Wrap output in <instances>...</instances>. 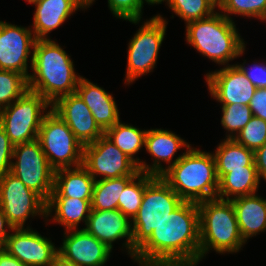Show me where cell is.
<instances>
[{
  "label": "cell",
  "instance_id": "5b68a950",
  "mask_svg": "<svg viewBox=\"0 0 266 266\" xmlns=\"http://www.w3.org/2000/svg\"><path fill=\"white\" fill-rule=\"evenodd\" d=\"M200 224V260L212 248L217 253L238 252L243 240L231 200L219 198L197 203Z\"/></svg>",
  "mask_w": 266,
  "mask_h": 266
},
{
  "label": "cell",
  "instance_id": "9a60e30c",
  "mask_svg": "<svg viewBox=\"0 0 266 266\" xmlns=\"http://www.w3.org/2000/svg\"><path fill=\"white\" fill-rule=\"evenodd\" d=\"M205 78L210 94L222 105H249L257 89L235 64L207 73Z\"/></svg>",
  "mask_w": 266,
  "mask_h": 266
},
{
  "label": "cell",
  "instance_id": "bcb514c9",
  "mask_svg": "<svg viewBox=\"0 0 266 266\" xmlns=\"http://www.w3.org/2000/svg\"><path fill=\"white\" fill-rule=\"evenodd\" d=\"M26 1H28V3H32V4H34V3H36V2H38L39 0H26Z\"/></svg>",
  "mask_w": 266,
  "mask_h": 266
},
{
  "label": "cell",
  "instance_id": "d590c367",
  "mask_svg": "<svg viewBox=\"0 0 266 266\" xmlns=\"http://www.w3.org/2000/svg\"><path fill=\"white\" fill-rule=\"evenodd\" d=\"M13 147L4 128L0 125V178L11 169Z\"/></svg>",
  "mask_w": 266,
  "mask_h": 266
},
{
  "label": "cell",
  "instance_id": "52a82bcc",
  "mask_svg": "<svg viewBox=\"0 0 266 266\" xmlns=\"http://www.w3.org/2000/svg\"><path fill=\"white\" fill-rule=\"evenodd\" d=\"M38 140L54 170L83 165L84 146L51 107L42 120Z\"/></svg>",
  "mask_w": 266,
  "mask_h": 266
},
{
  "label": "cell",
  "instance_id": "4316f807",
  "mask_svg": "<svg viewBox=\"0 0 266 266\" xmlns=\"http://www.w3.org/2000/svg\"><path fill=\"white\" fill-rule=\"evenodd\" d=\"M146 133L147 130H140L119 121L107 129L104 135L139 166L140 160L134 158V155L145 147Z\"/></svg>",
  "mask_w": 266,
  "mask_h": 266
},
{
  "label": "cell",
  "instance_id": "74e56055",
  "mask_svg": "<svg viewBox=\"0 0 266 266\" xmlns=\"http://www.w3.org/2000/svg\"><path fill=\"white\" fill-rule=\"evenodd\" d=\"M248 106L253 116L266 121V88H257Z\"/></svg>",
  "mask_w": 266,
  "mask_h": 266
},
{
  "label": "cell",
  "instance_id": "ffe728a7",
  "mask_svg": "<svg viewBox=\"0 0 266 266\" xmlns=\"http://www.w3.org/2000/svg\"><path fill=\"white\" fill-rule=\"evenodd\" d=\"M33 33L36 40H47V34L58 28L79 8H88L82 0H39L34 3Z\"/></svg>",
  "mask_w": 266,
  "mask_h": 266
},
{
  "label": "cell",
  "instance_id": "4fadbf2b",
  "mask_svg": "<svg viewBox=\"0 0 266 266\" xmlns=\"http://www.w3.org/2000/svg\"><path fill=\"white\" fill-rule=\"evenodd\" d=\"M35 41L31 28L0 21V70L19 72L28 79L27 62Z\"/></svg>",
  "mask_w": 266,
  "mask_h": 266
},
{
  "label": "cell",
  "instance_id": "f35d334b",
  "mask_svg": "<svg viewBox=\"0 0 266 266\" xmlns=\"http://www.w3.org/2000/svg\"><path fill=\"white\" fill-rule=\"evenodd\" d=\"M254 163L259 178L266 180V143L254 151Z\"/></svg>",
  "mask_w": 266,
  "mask_h": 266
},
{
  "label": "cell",
  "instance_id": "8992f818",
  "mask_svg": "<svg viewBox=\"0 0 266 266\" xmlns=\"http://www.w3.org/2000/svg\"><path fill=\"white\" fill-rule=\"evenodd\" d=\"M182 202L161 176H155L146 185L140 208L131 220L133 249L136 251Z\"/></svg>",
  "mask_w": 266,
  "mask_h": 266
},
{
  "label": "cell",
  "instance_id": "3957f363",
  "mask_svg": "<svg viewBox=\"0 0 266 266\" xmlns=\"http://www.w3.org/2000/svg\"><path fill=\"white\" fill-rule=\"evenodd\" d=\"M161 177L183 201L199 203L217 198L219 180L212 153L189 147Z\"/></svg>",
  "mask_w": 266,
  "mask_h": 266
},
{
  "label": "cell",
  "instance_id": "f546056e",
  "mask_svg": "<svg viewBox=\"0 0 266 266\" xmlns=\"http://www.w3.org/2000/svg\"><path fill=\"white\" fill-rule=\"evenodd\" d=\"M165 2L176 15L186 21V24L210 17L215 13V7H218L216 0H165Z\"/></svg>",
  "mask_w": 266,
  "mask_h": 266
},
{
  "label": "cell",
  "instance_id": "ac0fdd59",
  "mask_svg": "<svg viewBox=\"0 0 266 266\" xmlns=\"http://www.w3.org/2000/svg\"><path fill=\"white\" fill-rule=\"evenodd\" d=\"M131 224V220L119 209L91 210L84 229L111 250H113V242L126 237L123 245L134 259L136 251L133 249Z\"/></svg>",
  "mask_w": 266,
  "mask_h": 266
},
{
  "label": "cell",
  "instance_id": "4dcf8cb0",
  "mask_svg": "<svg viewBox=\"0 0 266 266\" xmlns=\"http://www.w3.org/2000/svg\"><path fill=\"white\" fill-rule=\"evenodd\" d=\"M28 90V79L19 72L0 70V110Z\"/></svg>",
  "mask_w": 266,
  "mask_h": 266
},
{
  "label": "cell",
  "instance_id": "30bf717a",
  "mask_svg": "<svg viewBox=\"0 0 266 266\" xmlns=\"http://www.w3.org/2000/svg\"><path fill=\"white\" fill-rule=\"evenodd\" d=\"M167 21L160 15L152 17L139 28L128 45L125 82L132 83L155 67L163 42Z\"/></svg>",
  "mask_w": 266,
  "mask_h": 266
},
{
  "label": "cell",
  "instance_id": "60d3db41",
  "mask_svg": "<svg viewBox=\"0 0 266 266\" xmlns=\"http://www.w3.org/2000/svg\"><path fill=\"white\" fill-rule=\"evenodd\" d=\"M7 228L10 229V230H13L14 229L11 226V224L9 223L8 219L6 218L4 212L2 211V209L0 207V247H3L4 246V244L6 242V239L10 235V233L9 232L7 233V231H6Z\"/></svg>",
  "mask_w": 266,
  "mask_h": 266
},
{
  "label": "cell",
  "instance_id": "e575fe53",
  "mask_svg": "<svg viewBox=\"0 0 266 266\" xmlns=\"http://www.w3.org/2000/svg\"><path fill=\"white\" fill-rule=\"evenodd\" d=\"M147 0H108V7L115 17L138 23L142 18V8Z\"/></svg>",
  "mask_w": 266,
  "mask_h": 266
},
{
  "label": "cell",
  "instance_id": "f1b7e54d",
  "mask_svg": "<svg viewBox=\"0 0 266 266\" xmlns=\"http://www.w3.org/2000/svg\"><path fill=\"white\" fill-rule=\"evenodd\" d=\"M154 175L139 172L126 186L119 196L118 209L130 220L137 214L142 203L146 185Z\"/></svg>",
  "mask_w": 266,
  "mask_h": 266
},
{
  "label": "cell",
  "instance_id": "484cf974",
  "mask_svg": "<svg viewBox=\"0 0 266 266\" xmlns=\"http://www.w3.org/2000/svg\"><path fill=\"white\" fill-rule=\"evenodd\" d=\"M259 183L257 169L232 170L219 180L217 198L231 200L239 196L255 194Z\"/></svg>",
  "mask_w": 266,
  "mask_h": 266
},
{
  "label": "cell",
  "instance_id": "7a4b0ae2",
  "mask_svg": "<svg viewBox=\"0 0 266 266\" xmlns=\"http://www.w3.org/2000/svg\"><path fill=\"white\" fill-rule=\"evenodd\" d=\"M30 59L33 74L28 90L40 94L51 105L60 97L76 92L82 76L75 74L73 61L55 41L36 40Z\"/></svg>",
  "mask_w": 266,
  "mask_h": 266
},
{
  "label": "cell",
  "instance_id": "ab89813d",
  "mask_svg": "<svg viewBox=\"0 0 266 266\" xmlns=\"http://www.w3.org/2000/svg\"><path fill=\"white\" fill-rule=\"evenodd\" d=\"M200 259L196 260H172V261H154L146 263L143 266H196Z\"/></svg>",
  "mask_w": 266,
  "mask_h": 266
},
{
  "label": "cell",
  "instance_id": "cb8c5ba5",
  "mask_svg": "<svg viewBox=\"0 0 266 266\" xmlns=\"http://www.w3.org/2000/svg\"><path fill=\"white\" fill-rule=\"evenodd\" d=\"M92 199H79L72 197H50L46 202V218L55 211L53 220L64 227L65 230L76 229L80 221L87 223L91 211Z\"/></svg>",
  "mask_w": 266,
  "mask_h": 266
},
{
  "label": "cell",
  "instance_id": "6da1fadb",
  "mask_svg": "<svg viewBox=\"0 0 266 266\" xmlns=\"http://www.w3.org/2000/svg\"><path fill=\"white\" fill-rule=\"evenodd\" d=\"M140 266L154 261L200 259V224L197 203L183 201L136 250Z\"/></svg>",
  "mask_w": 266,
  "mask_h": 266
},
{
  "label": "cell",
  "instance_id": "ee69618b",
  "mask_svg": "<svg viewBox=\"0 0 266 266\" xmlns=\"http://www.w3.org/2000/svg\"><path fill=\"white\" fill-rule=\"evenodd\" d=\"M147 1L150 3V5H152V4H161L165 0H147Z\"/></svg>",
  "mask_w": 266,
  "mask_h": 266
},
{
  "label": "cell",
  "instance_id": "ba28073f",
  "mask_svg": "<svg viewBox=\"0 0 266 266\" xmlns=\"http://www.w3.org/2000/svg\"><path fill=\"white\" fill-rule=\"evenodd\" d=\"M49 105L51 106L40 94L27 90L11 105L0 110V125L13 145L38 139L45 110Z\"/></svg>",
  "mask_w": 266,
  "mask_h": 266
},
{
  "label": "cell",
  "instance_id": "2e32d148",
  "mask_svg": "<svg viewBox=\"0 0 266 266\" xmlns=\"http://www.w3.org/2000/svg\"><path fill=\"white\" fill-rule=\"evenodd\" d=\"M64 235L58 249V256L64 261L76 266H103L109 259L112 250L84 228L65 230Z\"/></svg>",
  "mask_w": 266,
  "mask_h": 266
},
{
  "label": "cell",
  "instance_id": "d4e9b609",
  "mask_svg": "<svg viewBox=\"0 0 266 266\" xmlns=\"http://www.w3.org/2000/svg\"><path fill=\"white\" fill-rule=\"evenodd\" d=\"M213 155L218 180L232 170L257 169L254 163V151L238 144L234 139H224Z\"/></svg>",
  "mask_w": 266,
  "mask_h": 266
},
{
  "label": "cell",
  "instance_id": "7bdbcfd3",
  "mask_svg": "<svg viewBox=\"0 0 266 266\" xmlns=\"http://www.w3.org/2000/svg\"><path fill=\"white\" fill-rule=\"evenodd\" d=\"M50 266H76V265L66 262L58 256Z\"/></svg>",
  "mask_w": 266,
  "mask_h": 266
},
{
  "label": "cell",
  "instance_id": "9c48e42d",
  "mask_svg": "<svg viewBox=\"0 0 266 266\" xmlns=\"http://www.w3.org/2000/svg\"><path fill=\"white\" fill-rule=\"evenodd\" d=\"M10 172L47 202L54 188V172L38 139L14 145Z\"/></svg>",
  "mask_w": 266,
  "mask_h": 266
},
{
  "label": "cell",
  "instance_id": "f6af8a7d",
  "mask_svg": "<svg viewBox=\"0 0 266 266\" xmlns=\"http://www.w3.org/2000/svg\"><path fill=\"white\" fill-rule=\"evenodd\" d=\"M82 1L89 7L94 0H82Z\"/></svg>",
  "mask_w": 266,
  "mask_h": 266
},
{
  "label": "cell",
  "instance_id": "8fae6325",
  "mask_svg": "<svg viewBox=\"0 0 266 266\" xmlns=\"http://www.w3.org/2000/svg\"><path fill=\"white\" fill-rule=\"evenodd\" d=\"M0 207L13 228H24L30 215L46 217V202L10 171L0 178Z\"/></svg>",
  "mask_w": 266,
  "mask_h": 266
},
{
  "label": "cell",
  "instance_id": "d6986e66",
  "mask_svg": "<svg viewBox=\"0 0 266 266\" xmlns=\"http://www.w3.org/2000/svg\"><path fill=\"white\" fill-rule=\"evenodd\" d=\"M191 147L181 137L175 133L163 129L147 130L145 137V148L154 158V163L151 165L140 161L138 169L140 172L151 174L154 176H161L168 168L172 166L173 156L178 149ZM168 163V167L164 169L160 162Z\"/></svg>",
  "mask_w": 266,
  "mask_h": 266
},
{
  "label": "cell",
  "instance_id": "277c9868",
  "mask_svg": "<svg viewBox=\"0 0 266 266\" xmlns=\"http://www.w3.org/2000/svg\"><path fill=\"white\" fill-rule=\"evenodd\" d=\"M215 12L208 18L186 24V41L217 64L226 65L243 54L245 43L235 22Z\"/></svg>",
  "mask_w": 266,
  "mask_h": 266
},
{
  "label": "cell",
  "instance_id": "e0dca14e",
  "mask_svg": "<svg viewBox=\"0 0 266 266\" xmlns=\"http://www.w3.org/2000/svg\"><path fill=\"white\" fill-rule=\"evenodd\" d=\"M51 109L68 125L83 146L104 135L92 112L76 92L60 97L51 105Z\"/></svg>",
  "mask_w": 266,
  "mask_h": 266
},
{
  "label": "cell",
  "instance_id": "7c38bea8",
  "mask_svg": "<svg viewBox=\"0 0 266 266\" xmlns=\"http://www.w3.org/2000/svg\"><path fill=\"white\" fill-rule=\"evenodd\" d=\"M83 166L95 181L99 175L103 176L100 179H113L136 176L140 172L138 165L105 135L91 144L84 145Z\"/></svg>",
  "mask_w": 266,
  "mask_h": 266
},
{
  "label": "cell",
  "instance_id": "603a6c76",
  "mask_svg": "<svg viewBox=\"0 0 266 266\" xmlns=\"http://www.w3.org/2000/svg\"><path fill=\"white\" fill-rule=\"evenodd\" d=\"M94 182L83 165L55 170L54 188L50 197L92 199Z\"/></svg>",
  "mask_w": 266,
  "mask_h": 266
},
{
  "label": "cell",
  "instance_id": "d6a6232c",
  "mask_svg": "<svg viewBox=\"0 0 266 266\" xmlns=\"http://www.w3.org/2000/svg\"><path fill=\"white\" fill-rule=\"evenodd\" d=\"M218 8L229 19L231 17L228 14L254 17L261 19V21H264L266 17V0H220L218 2Z\"/></svg>",
  "mask_w": 266,
  "mask_h": 266
},
{
  "label": "cell",
  "instance_id": "44dd1931",
  "mask_svg": "<svg viewBox=\"0 0 266 266\" xmlns=\"http://www.w3.org/2000/svg\"><path fill=\"white\" fill-rule=\"evenodd\" d=\"M76 93L92 112L98 126L105 132L120 121L119 111L112 94L81 77Z\"/></svg>",
  "mask_w": 266,
  "mask_h": 266
},
{
  "label": "cell",
  "instance_id": "83f0119b",
  "mask_svg": "<svg viewBox=\"0 0 266 266\" xmlns=\"http://www.w3.org/2000/svg\"><path fill=\"white\" fill-rule=\"evenodd\" d=\"M135 176H123L113 179H98L94 182L91 210L118 209L119 196L125 186Z\"/></svg>",
  "mask_w": 266,
  "mask_h": 266
},
{
  "label": "cell",
  "instance_id": "8d00e7d4",
  "mask_svg": "<svg viewBox=\"0 0 266 266\" xmlns=\"http://www.w3.org/2000/svg\"><path fill=\"white\" fill-rule=\"evenodd\" d=\"M245 76L252 82L256 88H266V64H254L252 67H245L244 63L236 64Z\"/></svg>",
  "mask_w": 266,
  "mask_h": 266
},
{
  "label": "cell",
  "instance_id": "7402d4cb",
  "mask_svg": "<svg viewBox=\"0 0 266 266\" xmlns=\"http://www.w3.org/2000/svg\"><path fill=\"white\" fill-rule=\"evenodd\" d=\"M243 240L266 230V199L252 194L231 199Z\"/></svg>",
  "mask_w": 266,
  "mask_h": 266
},
{
  "label": "cell",
  "instance_id": "b9f144b4",
  "mask_svg": "<svg viewBox=\"0 0 266 266\" xmlns=\"http://www.w3.org/2000/svg\"><path fill=\"white\" fill-rule=\"evenodd\" d=\"M0 266H28L20 262L17 258L10 255L2 247L0 248Z\"/></svg>",
  "mask_w": 266,
  "mask_h": 266
},
{
  "label": "cell",
  "instance_id": "1f68e13d",
  "mask_svg": "<svg viewBox=\"0 0 266 266\" xmlns=\"http://www.w3.org/2000/svg\"><path fill=\"white\" fill-rule=\"evenodd\" d=\"M222 113L221 124L228 133L230 132L229 135H227V139L236 137L253 117L252 111L248 105H222Z\"/></svg>",
  "mask_w": 266,
  "mask_h": 266
},
{
  "label": "cell",
  "instance_id": "5bb4252c",
  "mask_svg": "<svg viewBox=\"0 0 266 266\" xmlns=\"http://www.w3.org/2000/svg\"><path fill=\"white\" fill-rule=\"evenodd\" d=\"M12 231L2 248L25 265L50 266L58 257L54 244L30 227Z\"/></svg>",
  "mask_w": 266,
  "mask_h": 266
},
{
  "label": "cell",
  "instance_id": "836d02e7",
  "mask_svg": "<svg viewBox=\"0 0 266 266\" xmlns=\"http://www.w3.org/2000/svg\"><path fill=\"white\" fill-rule=\"evenodd\" d=\"M233 139L238 144L255 151L266 143V121L253 116Z\"/></svg>",
  "mask_w": 266,
  "mask_h": 266
}]
</instances>
